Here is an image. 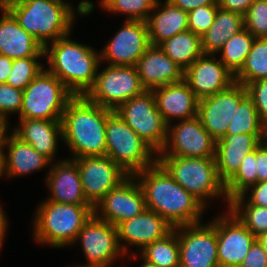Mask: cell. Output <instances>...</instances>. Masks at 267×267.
<instances>
[{"label":"cell","mask_w":267,"mask_h":267,"mask_svg":"<svg viewBox=\"0 0 267 267\" xmlns=\"http://www.w3.org/2000/svg\"><path fill=\"white\" fill-rule=\"evenodd\" d=\"M134 176L143 190L146 209L165 218L174 228L201 222L206 206L179 185L158 161Z\"/></svg>","instance_id":"1"},{"label":"cell","mask_w":267,"mask_h":267,"mask_svg":"<svg viewBox=\"0 0 267 267\" xmlns=\"http://www.w3.org/2000/svg\"><path fill=\"white\" fill-rule=\"evenodd\" d=\"M113 111L74 96L62 115V140L73 153L71 159L106 156V122Z\"/></svg>","instance_id":"2"},{"label":"cell","mask_w":267,"mask_h":267,"mask_svg":"<svg viewBox=\"0 0 267 267\" xmlns=\"http://www.w3.org/2000/svg\"><path fill=\"white\" fill-rule=\"evenodd\" d=\"M69 35L44 47V57L49 65L46 70L56 76L74 96H83L95 82L100 67V53L69 39Z\"/></svg>","instance_id":"3"},{"label":"cell","mask_w":267,"mask_h":267,"mask_svg":"<svg viewBox=\"0 0 267 267\" xmlns=\"http://www.w3.org/2000/svg\"><path fill=\"white\" fill-rule=\"evenodd\" d=\"M65 0H18L7 10L43 47L72 31L75 10Z\"/></svg>","instance_id":"4"},{"label":"cell","mask_w":267,"mask_h":267,"mask_svg":"<svg viewBox=\"0 0 267 267\" xmlns=\"http://www.w3.org/2000/svg\"><path fill=\"white\" fill-rule=\"evenodd\" d=\"M37 207L34 239L55 248L74 245L78 233L94 214L91 204H66L46 199Z\"/></svg>","instance_id":"5"},{"label":"cell","mask_w":267,"mask_h":267,"mask_svg":"<svg viewBox=\"0 0 267 267\" xmlns=\"http://www.w3.org/2000/svg\"><path fill=\"white\" fill-rule=\"evenodd\" d=\"M158 162L173 179L204 206L206 200L223 196L227 199L225 184L217 172L215 157L157 156Z\"/></svg>","instance_id":"6"},{"label":"cell","mask_w":267,"mask_h":267,"mask_svg":"<svg viewBox=\"0 0 267 267\" xmlns=\"http://www.w3.org/2000/svg\"><path fill=\"white\" fill-rule=\"evenodd\" d=\"M105 134L106 156L129 175H134L157 162L158 158L154 155L156 152L124 122L116 111L107 117Z\"/></svg>","instance_id":"7"},{"label":"cell","mask_w":267,"mask_h":267,"mask_svg":"<svg viewBox=\"0 0 267 267\" xmlns=\"http://www.w3.org/2000/svg\"><path fill=\"white\" fill-rule=\"evenodd\" d=\"M74 94L53 74L44 69L23 90L19 118L61 120Z\"/></svg>","instance_id":"8"},{"label":"cell","mask_w":267,"mask_h":267,"mask_svg":"<svg viewBox=\"0 0 267 267\" xmlns=\"http://www.w3.org/2000/svg\"><path fill=\"white\" fill-rule=\"evenodd\" d=\"M145 90L135 66L108 65L99 73L97 71L93 86L84 96L92 103L116 111Z\"/></svg>","instance_id":"9"},{"label":"cell","mask_w":267,"mask_h":267,"mask_svg":"<svg viewBox=\"0 0 267 267\" xmlns=\"http://www.w3.org/2000/svg\"><path fill=\"white\" fill-rule=\"evenodd\" d=\"M116 112L158 155L167 139L168 124L156 106L152 90L124 102Z\"/></svg>","instance_id":"10"},{"label":"cell","mask_w":267,"mask_h":267,"mask_svg":"<svg viewBox=\"0 0 267 267\" xmlns=\"http://www.w3.org/2000/svg\"><path fill=\"white\" fill-rule=\"evenodd\" d=\"M179 240L180 267H219L216 218L174 228Z\"/></svg>","instance_id":"11"},{"label":"cell","mask_w":267,"mask_h":267,"mask_svg":"<svg viewBox=\"0 0 267 267\" xmlns=\"http://www.w3.org/2000/svg\"><path fill=\"white\" fill-rule=\"evenodd\" d=\"M78 241L88 262L77 267H111L119 255H125L119 244L117 227L94 214L78 233L75 242Z\"/></svg>","instance_id":"12"},{"label":"cell","mask_w":267,"mask_h":267,"mask_svg":"<svg viewBox=\"0 0 267 267\" xmlns=\"http://www.w3.org/2000/svg\"><path fill=\"white\" fill-rule=\"evenodd\" d=\"M168 124L164 148L157 156L215 157L216 141L203 128L198 116Z\"/></svg>","instance_id":"13"},{"label":"cell","mask_w":267,"mask_h":267,"mask_svg":"<svg viewBox=\"0 0 267 267\" xmlns=\"http://www.w3.org/2000/svg\"><path fill=\"white\" fill-rule=\"evenodd\" d=\"M73 160L77 163L84 195L93 207L129 176L108 156L82 157Z\"/></svg>","instance_id":"14"},{"label":"cell","mask_w":267,"mask_h":267,"mask_svg":"<svg viewBox=\"0 0 267 267\" xmlns=\"http://www.w3.org/2000/svg\"><path fill=\"white\" fill-rule=\"evenodd\" d=\"M146 209L143 190L134 175H129L110 190L94 207V215L117 226ZM101 213V214H100Z\"/></svg>","instance_id":"15"},{"label":"cell","mask_w":267,"mask_h":267,"mask_svg":"<svg viewBox=\"0 0 267 267\" xmlns=\"http://www.w3.org/2000/svg\"><path fill=\"white\" fill-rule=\"evenodd\" d=\"M246 93L243 84L234 82L227 89L199 100L197 116L215 141L226 135L229 123Z\"/></svg>","instance_id":"16"},{"label":"cell","mask_w":267,"mask_h":267,"mask_svg":"<svg viewBox=\"0 0 267 267\" xmlns=\"http://www.w3.org/2000/svg\"><path fill=\"white\" fill-rule=\"evenodd\" d=\"M146 21L126 20L122 28L100 52V62L110 66H135L150 46Z\"/></svg>","instance_id":"17"},{"label":"cell","mask_w":267,"mask_h":267,"mask_svg":"<svg viewBox=\"0 0 267 267\" xmlns=\"http://www.w3.org/2000/svg\"><path fill=\"white\" fill-rule=\"evenodd\" d=\"M216 217L217 257L219 267H239L257 239L228 209Z\"/></svg>","instance_id":"18"},{"label":"cell","mask_w":267,"mask_h":267,"mask_svg":"<svg viewBox=\"0 0 267 267\" xmlns=\"http://www.w3.org/2000/svg\"><path fill=\"white\" fill-rule=\"evenodd\" d=\"M215 56L203 54L184 72V80L199 100L223 91L235 82V76Z\"/></svg>","instance_id":"19"},{"label":"cell","mask_w":267,"mask_h":267,"mask_svg":"<svg viewBox=\"0 0 267 267\" xmlns=\"http://www.w3.org/2000/svg\"><path fill=\"white\" fill-rule=\"evenodd\" d=\"M116 227L119 244L125 254L130 251L126 243L130 246H137L138 249L140 247L141 251L147 245L165 237L174 229L165 218L149 209H145L133 218L120 222ZM121 241H124V245Z\"/></svg>","instance_id":"20"},{"label":"cell","mask_w":267,"mask_h":267,"mask_svg":"<svg viewBox=\"0 0 267 267\" xmlns=\"http://www.w3.org/2000/svg\"><path fill=\"white\" fill-rule=\"evenodd\" d=\"M267 135L239 133L216 141L215 161L220 180L226 184L239 170L242 160L254 151Z\"/></svg>","instance_id":"21"},{"label":"cell","mask_w":267,"mask_h":267,"mask_svg":"<svg viewBox=\"0 0 267 267\" xmlns=\"http://www.w3.org/2000/svg\"><path fill=\"white\" fill-rule=\"evenodd\" d=\"M135 67L146 90L184 80V71L158 45H150Z\"/></svg>","instance_id":"22"},{"label":"cell","mask_w":267,"mask_h":267,"mask_svg":"<svg viewBox=\"0 0 267 267\" xmlns=\"http://www.w3.org/2000/svg\"><path fill=\"white\" fill-rule=\"evenodd\" d=\"M152 91L158 111L167 124L175 118L184 120L197 116L199 99L185 80L164 85Z\"/></svg>","instance_id":"23"},{"label":"cell","mask_w":267,"mask_h":267,"mask_svg":"<svg viewBox=\"0 0 267 267\" xmlns=\"http://www.w3.org/2000/svg\"><path fill=\"white\" fill-rule=\"evenodd\" d=\"M51 192L47 200L66 204H90L83 192L77 163L73 159H64L51 164L45 179Z\"/></svg>","instance_id":"24"},{"label":"cell","mask_w":267,"mask_h":267,"mask_svg":"<svg viewBox=\"0 0 267 267\" xmlns=\"http://www.w3.org/2000/svg\"><path fill=\"white\" fill-rule=\"evenodd\" d=\"M0 55L10 59L44 57V47L7 10H0Z\"/></svg>","instance_id":"25"},{"label":"cell","mask_w":267,"mask_h":267,"mask_svg":"<svg viewBox=\"0 0 267 267\" xmlns=\"http://www.w3.org/2000/svg\"><path fill=\"white\" fill-rule=\"evenodd\" d=\"M12 133L52 162L59 138L63 141L61 120L19 118V125Z\"/></svg>","instance_id":"26"},{"label":"cell","mask_w":267,"mask_h":267,"mask_svg":"<svg viewBox=\"0 0 267 267\" xmlns=\"http://www.w3.org/2000/svg\"><path fill=\"white\" fill-rule=\"evenodd\" d=\"M151 12L146 20L151 45H159L164 40L188 30V12L169 0H165L164 4L157 0Z\"/></svg>","instance_id":"27"},{"label":"cell","mask_w":267,"mask_h":267,"mask_svg":"<svg viewBox=\"0 0 267 267\" xmlns=\"http://www.w3.org/2000/svg\"><path fill=\"white\" fill-rule=\"evenodd\" d=\"M4 147L8 149L5 155V173L10 178L39 171L53 164L50 159L20 140L12 132Z\"/></svg>","instance_id":"28"},{"label":"cell","mask_w":267,"mask_h":267,"mask_svg":"<svg viewBox=\"0 0 267 267\" xmlns=\"http://www.w3.org/2000/svg\"><path fill=\"white\" fill-rule=\"evenodd\" d=\"M242 29L244 16L219 7L212 26L201 36L203 53L216 55L225 42Z\"/></svg>","instance_id":"29"},{"label":"cell","mask_w":267,"mask_h":267,"mask_svg":"<svg viewBox=\"0 0 267 267\" xmlns=\"http://www.w3.org/2000/svg\"><path fill=\"white\" fill-rule=\"evenodd\" d=\"M184 72L202 56L201 36L186 30L158 45Z\"/></svg>","instance_id":"30"},{"label":"cell","mask_w":267,"mask_h":267,"mask_svg":"<svg viewBox=\"0 0 267 267\" xmlns=\"http://www.w3.org/2000/svg\"><path fill=\"white\" fill-rule=\"evenodd\" d=\"M142 259L156 267H180L179 240L173 229L165 237L147 245L140 252Z\"/></svg>","instance_id":"31"},{"label":"cell","mask_w":267,"mask_h":267,"mask_svg":"<svg viewBox=\"0 0 267 267\" xmlns=\"http://www.w3.org/2000/svg\"><path fill=\"white\" fill-rule=\"evenodd\" d=\"M255 37L246 29L230 37L219 50V60L235 76L243 67Z\"/></svg>","instance_id":"32"},{"label":"cell","mask_w":267,"mask_h":267,"mask_svg":"<svg viewBox=\"0 0 267 267\" xmlns=\"http://www.w3.org/2000/svg\"><path fill=\"white\" fill-rule=\"evenodd\" d=\"M262 79H267V38H255L243 67L235 75V82L245 86Z\"/></svg>","instance_id":"33"},{"label":"cell","mask_w":267,"mask_h":267,"mask_svg":"<svg viewBox=\"0 0 267 267\" xmlns=\"http://www.w3.org/2000/svg\"><path fill=\"white\" fill-rule=\"evenodd\" d=\"M239 133L267 135L266 128L259 120L253 99L248 93L241 98V103L229 123L226 135H235Z\"/></svg>","instance_id":"34"},{"label":"cell","mask_w":267,"mask_h":267,"mask_svg":"<svg viewBox=\"0 0 267 267\" xmlns=\"http://www.w3.org/2000/svg\"><path fill=\"white\" fill-rule=\"evenodd\" d=\"M257 183L256 149L245 156L239 170L225 184L227 204L236 196L242 195L250 186Z\"/></svg>","instance_id":"35"},{"label":"cell","mask_w":267,"mask_h":267,"mask_svg":"<svg viewBox=\"0 0 267 267\" xmlns=\"http://www.w3.org/2000/svg\"><path fill=\"white\" fill-rule=\"evenodd\" d=\"M157 0H104L100 5L111 13L127 15L126 20L146 21Z\"/></svg>","instance_id":"36"},{"label":"cell","mask_w":267,"mask_h":267,"mask_svg":"<svg viewBox=\"0 0 267 267\" xmlns=\"http://www.w3.org/2000/svg\"><path fill=\"white\" fill-rule=\"evenodd\" d=\"M228 209L256 238L267 234V207L258 205H229Z\"/></svg>","instance_id":"37"},{"label":"cell","mask_w":267,"mask_h":267,"mask_svg":"<svg viewBox=\"0 0 267 267\" xmlns=\"http://www.w3.org/2000/svg\"><path fill=\"white\" fill-rule=\"evenodd\" d=\"M41 58L44 57L14 59L7 84L14 88L24 90L44 70V66L38 61Z\"/></svg>","instance_id":"38"},{"label":"cell","mask_w":267,"mask_h":267,"mask_svg":"<svg viewBox=\"0 0 267 267\" xmlns=\"http://www.w3.org/2000/svg\"><path fill=\"white\" fill-rule=\"evenodd\" d=\"M244 28L255 38H267V0H255L244 15Z\"/></svg>","instance_id":"39"},{"label":"cell","mask_w":267,"mask_h":267,"mask_svg":"<svg viewBox=\"0 0 267 267\" xmlns=\"http://www.w3.org/2000/svg\"><path fill=\"white\" fill-rule=\"evenodd\" d=\"M218 5H204L188 12V30L202 36L212 26Z\"/></svg>","instance_id":"40"},{"label":"cell","mask_w":267,"mask_h":267,"mask_svg":"<svg viewBox=\"0 0 267 267\" xmlns=\"http://www.w3.org/2000/svg\"><path fill=\"white\" fill-rule=\"evenodd\" d=\"M245 88L253 99L261 124L267 130V79L246 84Z\"/></svg>","instance_id":"41"},{"label":"cell","mask_w":267,"mask_h":267,"mask_svg":"<svg viewBox=\"0 0 267 267\" xmlns=\"http://www.w3.org/2000/svg\"><path fill=\"white\" fill-rule=\"evenodd\" d=\"M23 101V90L14 88L7 83L0 84V114H20Z\"/></svg>","instance_id":"42"},{"label":"cell","mask_w":267,"mask_h":267,"mask_svg":"<svg viewBox=\"0 0 267 267\" xmlns=\"http://www.w3.org/2000/svg\"><path fill=\"white\" fill-rule=\"evenodd\" d=\"M249 191L251 195L247 201L246 198ZM229 205H258L267 207V181L250 186L242 195L231 199Z\"/></svg>","instance_id":"43"},{"label":"cell","mask_w":267,"mask_h":267,"mask_svg":"<svg viewBox=\"0 0 267 267\" xmlns=\"http://www.w3.org/2000/svg\"><path fill=\"white\" fill-rule=\"evenodd\" d=\"M239 267H267V254L257 239Z\"/></svg>","instance_id":"44"},{"label":"cell","mask_w":267,"mask_h":267,"mask_svg":"<svg viewBox=\"0 0 267 267\" xmlns=\"http://www.w3.org/2000/svg\"><path fill=\"white\" fill-rule=\"evenodd\" d=\"M257 183L267 181V140L256 148Z\"/></svg>","instance_id":"45"},{"label":"cell","mask_w":267,"mask_h":267,"mask_svg":"<svg viewBox=\"0 0 267 267\" xmlns=\"http://www.w3.org/2000/svg\"><path fill=\"white\" fill-rule=\"evenodd\" d=\"M255 0H217L218 7L244 16Z\"/></svg>","instance_id":"46"},{"label":"cell","mask_w":267,"mask_h":267,"mask_svg":"<svg viewBox=\"0 0 267 267\" xmlns=\"http://www.w3.org/2000/svg\"><path fill=\"white\" fill-rule=\"evenodd\" d=\"M185 12L204 5H217V0H169Z\"/></svg>","instance_id":"47"},{"label":"cell","mask_w":267,"mask_h":267,"mask_svg":"<svg viewBox=\"0 0 267 267\" xmlns=\"http://www.w3.org/2000/svg\"><path fill=\"white\" fill-rule=\"evenodd\" d=\"M12 64L13 59L0 55V84L7 83L8 77L11 74Z\"/></svg>","instance_id":"48"},{"label":"cell","mask_w":267,"mask_h":267,"mask_svg":"<svg viewBox=\"0 0 267 267\" xmlns=\"http://www.w3.org/2000/svg\"><path fill=\"white\" fill-rule=\"evenodd\" d=\"M8 118L0 114V147H4L9 135H6L8 131Z\"/></svg>","instance_id":"49"},{"label":"cell","mask_w":267,"mask_h":267,"mask_svg":"<svg viewBox=\"0 0 267 267\" xmlns=\"http://www.w3.org/2000/svg\"><path fill=\"white\" fill-rule=\"evenodd\" d=\"M5 212L3 211L1 205H0V248H2V244H3V240H4V237H5V233H6V229L7 226H8V221H7V218L4 214Z\"/></svg>","instance_id":"50"},{"label":"cell","mask_w":267,"mask_h":267,"mask_svg":"<svg viewBox=\"0 0 267 267\" xmlns=\"http://www.w3.org/2000/svg\"><path fill=\"white\" fill-rule=\"evenodd\" d=\"M5 147H0V177L5 175Z\"/></svg>","instance_id":"51"},{"label":"cell","mask_w":267,"mask_h":267,"mask_svg":"<svg viewBox=\"0 0 267 267\" xmlns=\"http://www.w3.org/2000/svg\"><path fill=\"white\" fill-rule=\"evenodd\" d=\"M18 0H0V9H7L11 5L15 4Z\"/></svg>","instance_id":"52"},{"label":"cell","mask_w":267,"mask_h":267,"mask_svg":"<svg viewBox=\"0 0 267 267\" xmlns=\"http://www.w3.org/2000/svg\"><path fill=\"white\" fill-rule=\"evenodd\" d=\"M257 240L259 241V243L262 245L264 251L266 252L267 254V234H263L261 236H259L257 238Z\"/></svg>","instance_id":"53"},{"label":"cell","mask_w":267,"mask_h":267,"mask_svg":"<svg viewBox=\"0 0 267 267\" xmlns=\"http://www.w3.org/2000/svg\"><path fill=\"white\" fill-rule=\"evenodd\" d=\"M144 263L140 265V267H156L155 265H152L150 263H147L146 261H143Z\"/></svg>","instance_id":"54"}]
</instances>
